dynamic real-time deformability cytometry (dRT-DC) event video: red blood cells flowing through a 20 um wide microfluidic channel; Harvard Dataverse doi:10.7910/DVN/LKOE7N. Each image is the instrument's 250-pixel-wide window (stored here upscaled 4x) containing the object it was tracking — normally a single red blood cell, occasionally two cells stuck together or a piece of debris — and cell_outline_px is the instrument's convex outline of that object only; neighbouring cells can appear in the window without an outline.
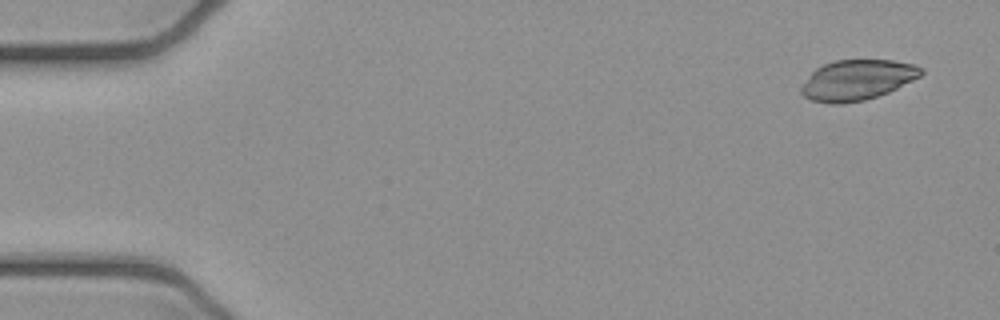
{"species": "common noctule bat (a hibernating species)", "species_latin": "Nyctalus noctula", "temperature_condition": "cold", "stored_images_in_passage": 5, "segment_of_instrument_passage": [1, 2], "camera_frame_rate_fps": 3000, "um_per_image_px": 0.085, "animal": {"sex": "female", "body_mass_g": 21.9}, "frame": {"image": 1, "passage_image": 1, "time_ms": 0.0, "image_size_px": [1000, 320], "cell_outline_px": [[924, 72], [920, 76], [888, 92], [864, 100], [840, 104], [832, 104], [812, 100], [804, 96], [800, 92], [800, 88], [812, 72], [816, 68], [824, 64], [836, 60], [892, 60], [916, 64], [924, 68]], "centroid_in_image_um": [72.87, 6.79], "position_along_channel_um": 12.1, "area_um2": 28.03}}
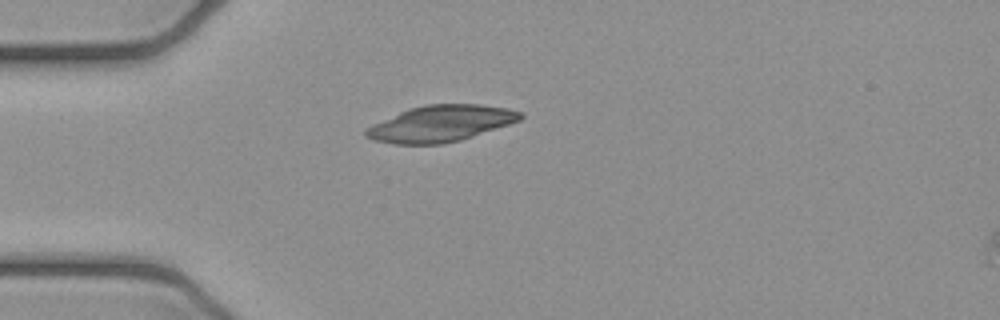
{"frame": {"image": 2, "passage_image": 4, "time_ms": 1.0, "image_size_px": [1000, 320], "cell_outline_px": [[524, 116], [520, 120], [460, 140], [444, 144], [392, 144], [372, 140], [364, 136], [364, 128], [372, 124], [408, 108], [424, 104], [480, 104], [508, 108], [520, 112]], "centroid_in_image_um": [37.39, 10.5], "position_along_channel_um": 47.6, "area_um2": 32.71}}